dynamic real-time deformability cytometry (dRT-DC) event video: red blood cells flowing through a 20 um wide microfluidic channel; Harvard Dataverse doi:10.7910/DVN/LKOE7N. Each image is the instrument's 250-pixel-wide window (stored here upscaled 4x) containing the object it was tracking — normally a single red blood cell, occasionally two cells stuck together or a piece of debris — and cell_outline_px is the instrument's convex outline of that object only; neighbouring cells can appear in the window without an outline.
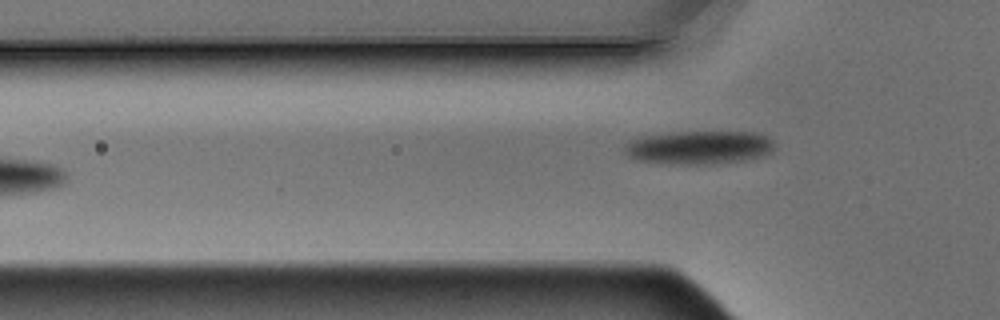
{"species": "Egyptian fruit bat (a non-hibernating species)", "species_latin": "Rousettus aegyptiacus", "temperature_condition": "warm", "stored_images_in_passage": 6, "camera_frame_rate_fps": 3000, "um_per_image_px": 0.085, "animal": {"sex": "male"}, "frame": {"image": 1, "passage_image": 6, "time_ms": 1.667, "image_size_px": [1000, 320], "cell_outline_px": [[776, 148], [772, 152], [760, 156], [744, 160], [716, 164], [680, 164], [636, 160], [628, 156], [624, 152], [624, 144], [628, 140], [640, 136], [676, 132], [756, 132], [768, 136], [772, 140]], "centroid_in_image_um": [59.41, 12.52], "position_along_channel_um": 66.4, "area_um2": 29.48}}